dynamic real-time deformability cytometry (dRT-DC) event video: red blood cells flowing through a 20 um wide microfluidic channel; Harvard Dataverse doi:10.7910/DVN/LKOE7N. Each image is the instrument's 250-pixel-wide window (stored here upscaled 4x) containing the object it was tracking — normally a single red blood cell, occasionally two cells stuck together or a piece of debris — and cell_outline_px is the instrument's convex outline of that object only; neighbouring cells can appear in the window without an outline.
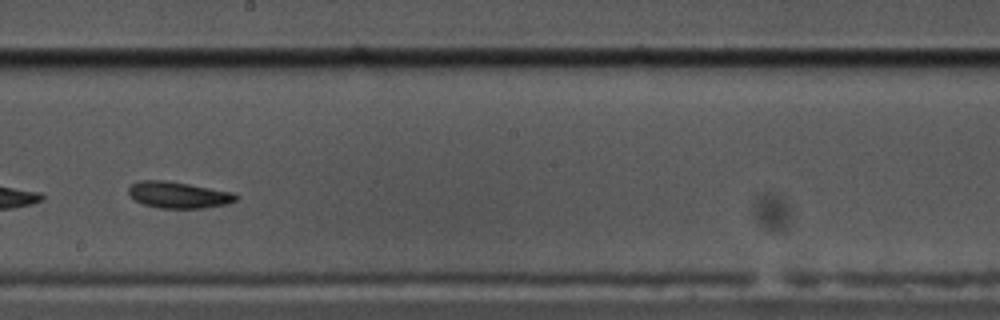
{"species": "common noctule bat (a hibernating species)", "species_latin": "Nyctalus noctula", "temperature_condition": "cold", "stored_images_in_passage": 50, "camera_frame_rate_fps": 3000, "um_per_image_px": 0.085, "animal": {"sex": "male", "body_mass_g": 17.5, "forearm_length_mm": 52.3}, "frame": {"image": 1, "passage_image": 26, "time_ms": 8.333, "image_size_px": [1000, 320], "cell_outline_px": [[240, 196], [236, 200], [224, 204], [204, 208], [160, 208], [144, 204], [136, 200], [128, 192], [128, 188], [132, 184], [140, 180], [164, 180], [236, 192]], "centroid_in_image_um": [15.21, 16.56], "position_along_channel_um": 233.0, "area_um2": 16.47}}
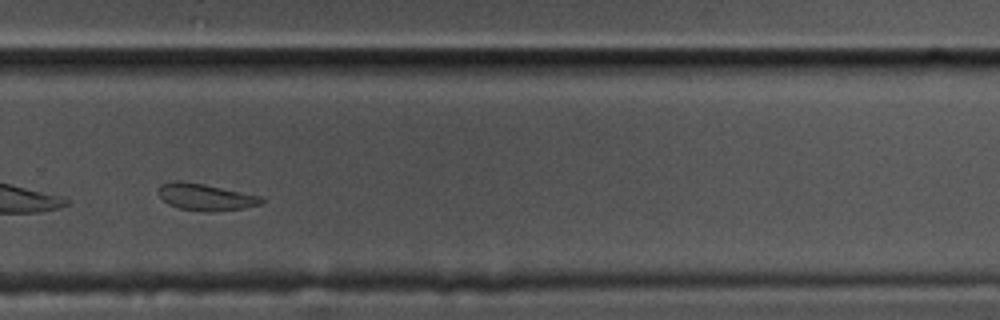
{"frame": {"image": 2, "passage_image": 33, "time_ms": 10.667, "image_size_px": [1000, 320], "cell_outline_px": [[264, 204], [244, 208], [212, 212], [204, 212], [180, 208], [168, 204], [160, 196], [160, 184], [172, 180], [180, 180], [204, 184], [260, 196], [264, 200]], "centroid_in_image_um": [17.49, 16.75], "position_along_channel_um": 312.3, "area_um2": 16.07}}
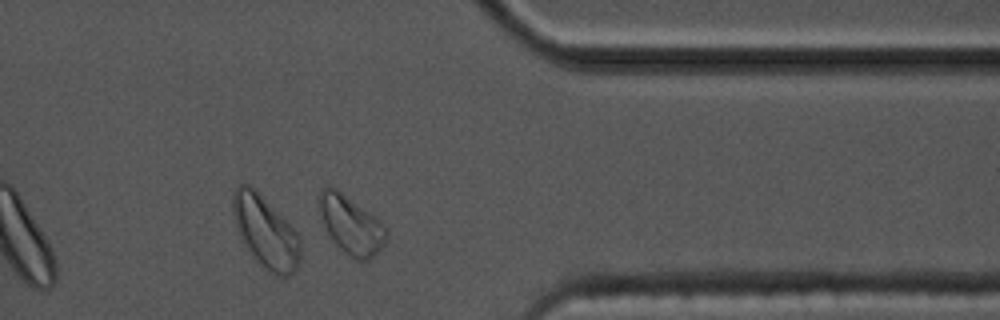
{"frame": {"image": 3, "passage_image": 40, "time_ms": 13.0, "image_size_px": [1000, 320], "cell_outline_px": [[388, 232], [384, 244], [368, 260], [356, 260], [344, 252], [332, 240], [320, 224], [316, 196], [320, 188], [336, 188], [376, 216], [388, 228]], "centroid_in_image_um": [29.77, 19.07], "position_along_channel_um": 381.6, "area_um2": 23.35}, "authors_computed_cell_mechanics": {"area_um2": 17.6868, "velocity_mm_per_s": 3.3951, "shape_relaxation_time_tau1_ms": 6.6392, "shape_relaxation_time_tau2_ms": 3.446, "deformation_change_tau1": 0.1803, "deformation_change_tau2": 0.1072}}